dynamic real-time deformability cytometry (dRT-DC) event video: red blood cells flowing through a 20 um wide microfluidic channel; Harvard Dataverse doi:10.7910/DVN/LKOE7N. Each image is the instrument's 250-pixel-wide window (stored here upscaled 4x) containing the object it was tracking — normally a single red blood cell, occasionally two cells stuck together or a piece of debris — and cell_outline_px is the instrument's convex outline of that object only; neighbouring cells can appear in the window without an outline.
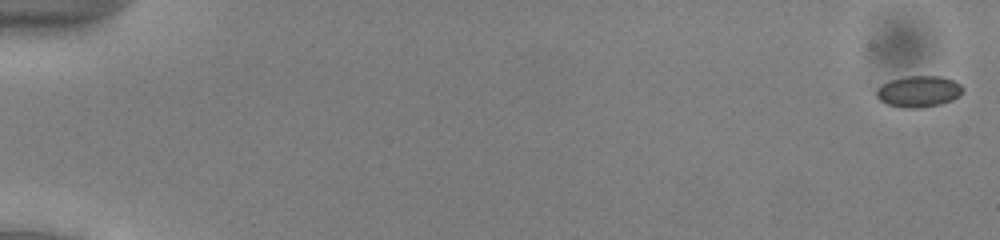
{"species": "common noctule bat (a hibernating species)", "species_latin": "Nyctalus noctula", "temperature_condition": "cold", "stored_images_in_passage": 55, "camera_frame_rate_fps": 3000, "um_per_image_px": 0.085, "animal": {"sex": "male", "body_mass_g": 13.0, "forearm_length_mm": 53.1}, "frame": {"image": 1, "passage_image": 2, "time_ms": 0.333, "image_size_px": [1000, 240], "cell_outline_px": [[964, 88], [960, 96], [952, 100], [940, 104], [920, 108], [900, 108], [888, 104], [880, 100], [876, 96], [876, 92], [884, 84], [892, 80], [908, 76], [940, 76], [952, 80], [960, 84]], "centroid_in_image_um": [78.13, 7.79], "position_along_channel_um": 6.9, "area_um2": 15.61}}
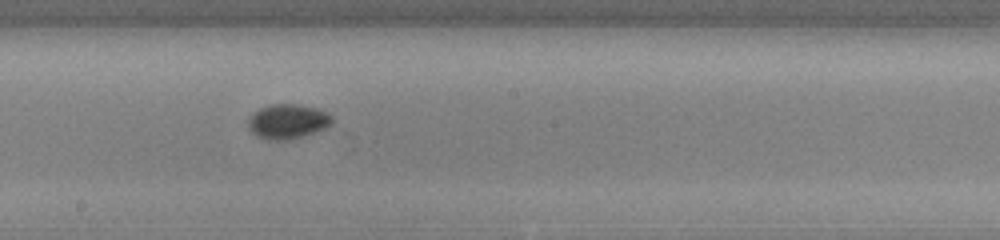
{"frame": {"image": 2, "passage_image": 32, "time_ms": 10.333, "image_size_px": [1000, 240], "cell_outline_px": [[332, 124], [316, 132], [292, 140], [268, 140], [256, 136], [248, 128], [248, 120], [260, 108], [268, 104], [296, 104], [316, 108], [328, 112], [332, 116]], "centroid_in_image_um": [24.47, 10.33], "position_along_channel_um": 223.7, "area_um2": 17.05}}
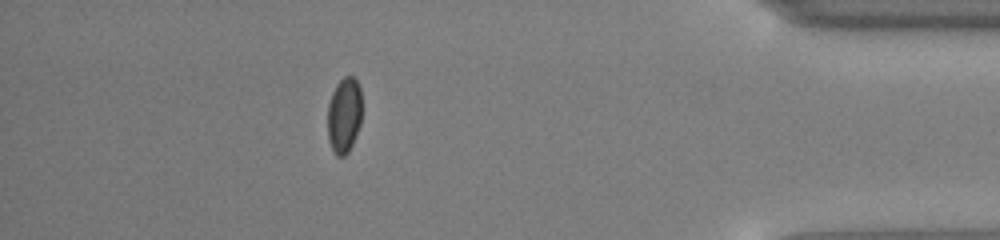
{"frame": {"image": 3, "passage_image": 49, "time_ms": 16.0, "image_size_px": [1000, 240], "cell_outline_px": [[360, 124], [356, 136], [348, 152], [344, 156], [336, 156], [328, 140], [328, 104], [332, 92], [336, 84], [344, 76], [352, 76], [356, 80], [360, 88]], "centroid_in_image_um": [29.23, 9.79], "position_along_channel_um": 406.0, "area_um2": 15.03}, "authors_computed_cell_mechanics": {"area_um2": 15.7216, "velocity_mm_per_s": 3.9378, "shape_relaxation_time_tau1_ms": 9.6678, "shape_relaxation_time_tau2_ms": null, "deformation_change_tau1": 0.1422, "deformation_change_tau2": null}}